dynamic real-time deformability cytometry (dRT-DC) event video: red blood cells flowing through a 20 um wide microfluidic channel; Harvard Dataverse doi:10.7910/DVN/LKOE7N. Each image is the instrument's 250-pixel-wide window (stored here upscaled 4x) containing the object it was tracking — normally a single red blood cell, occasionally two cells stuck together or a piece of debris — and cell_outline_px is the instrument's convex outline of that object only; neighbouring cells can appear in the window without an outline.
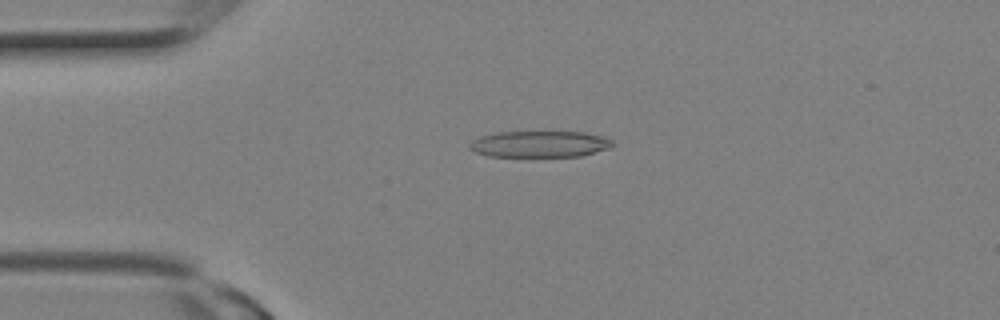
{"species": "Egyptian fruit bat (a non-hibernating species)", "species_latin": "Rousettus aegyptiacus", "temperature_condition": "room temperature", "stored_images_in_passage": 9, "camera_frame_rate_fps": 3000, "um_per_image_px": 0.085, "animal": {"sex": "female"}, "frame": {"image": 1, "passage_image": 6, "time_ms": 1.667, "image_size_px": [1000, 320], "cell_outline_px": [[612, 144], [608, 148], [580, 156], [488, 156], [476, 152], [468, 148], [468, 144], [472, 140], [480, 136], [496, 132], [584, 132], [604, 136], [612, 140]], "centroid_in_image_um": [45.83, 12.24], "position_along_channel_um": 39.2, "area_um2": 21.85}}
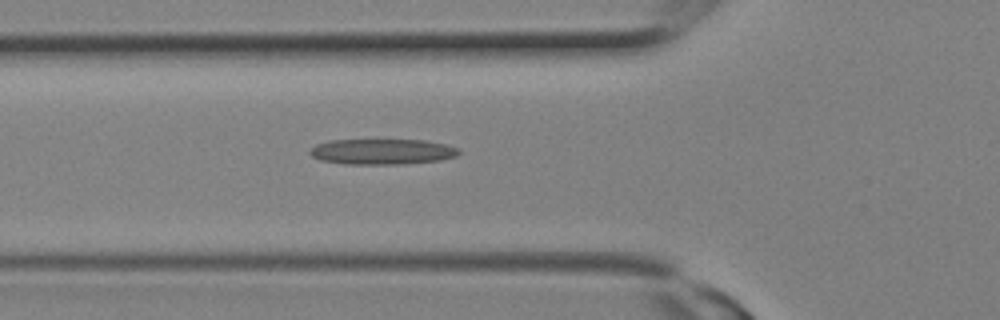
{"frame": {"image": 2, "passage_image": 9, "time_ms": 2.667, "image_size_px": [1000, 320], "cell_outline_px": [[460, 152], [456, 156], [440, 160], [400, 164], [344, 164], [320, 160], [312, 156], [308, 152], [316, 144], [328, 140], [424, 140], [444, 144], [460, 148]], "centroid_in_image_um": [32.47, 12.89], "position_along_channel_um": 93.3, "area_um2": 22.2}}